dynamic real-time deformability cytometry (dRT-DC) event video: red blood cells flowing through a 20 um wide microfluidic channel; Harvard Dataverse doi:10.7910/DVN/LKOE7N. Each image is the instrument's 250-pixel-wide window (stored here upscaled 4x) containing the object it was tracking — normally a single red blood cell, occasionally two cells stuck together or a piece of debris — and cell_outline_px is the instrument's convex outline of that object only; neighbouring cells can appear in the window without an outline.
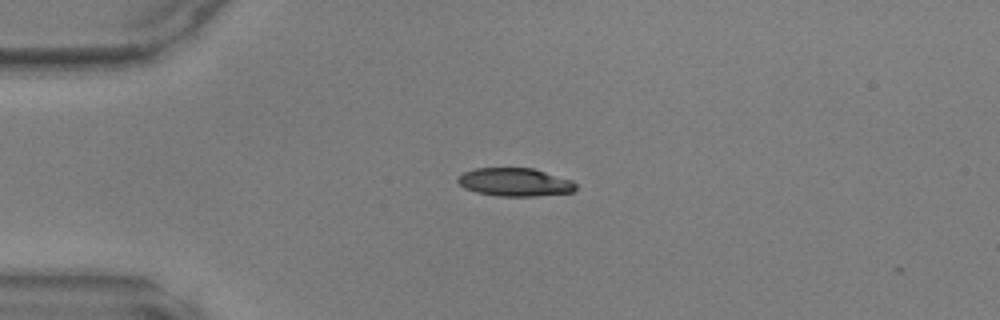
{"species": "common noctule bat (a hibernating species)", "species_latin": "Nyctalus noctula", "temperature_condition": "warm", "stored_images_in_passage": 37, "camera_frame_rate_fps": 3000, "um_per_image_px": 0.085, "animal": {"sex": "male", "body_mass_g": 17.9, "forearm_length_mm": 54.2}, "frame": {"image": 1, "passage_image": 2, "time_ms": 0.333, "image_size_px": [1000, 320], "cell_outline_px": [[576, 188], [572, 192], [532, 196], [496, 196], [476, 192], [464, 188], [456, 180], [464, 172], [476, 168], [532, 168], [572, 180], [576, 184]], "centroid_in_image_um": [43.75, 15.48], "position_along_channel_um": 41.2, "area_um2": 19.25}}
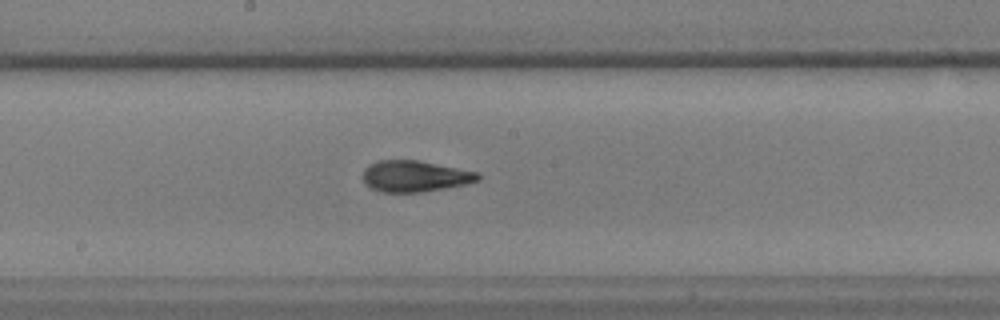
{"frame": {"image": 2, "passage_image": 16, "time_ms": 5.0, "image_size_px": [1000, 320], "cell_outline_px": [[480, 180], [464, 184], [444, 188], [420, 192], [380, 192], [364, 184], [364, 168], [368, 164], [380, 160], [416, 160], [480, 172]], "centroid_in_image_um": [35.26, 14.97], "position_along_channel_um": 212.9, "area_um2": 20.87}}
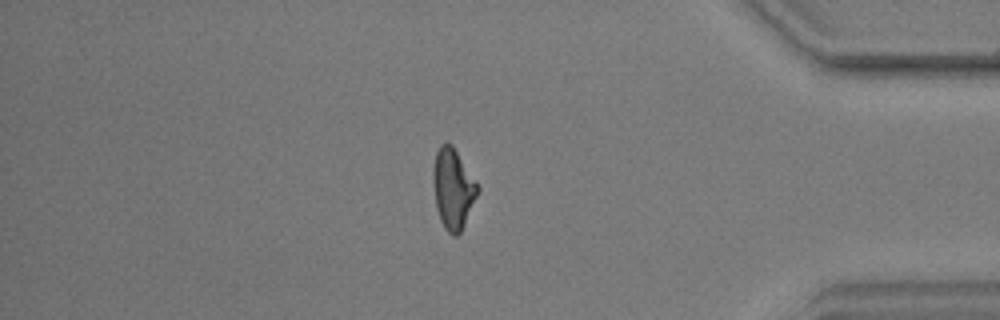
{"frame": {"image": 3, "passage_image": 31, "time_ms": 10.0, "image_size_px": [1000, 320], "cell_outline_px": [[480, 188], [464, 224], [460, 232], [456, 236], [452, 236], [444, 228], [440, 220], [436, 208], [432, 180], [432, 168], [436, 152], [440, 144], [452, 144]], "centroid_in_image_um": [38.47, 16.04], "position_along_channel_um": 396.7, "area_um2": 20.69}}